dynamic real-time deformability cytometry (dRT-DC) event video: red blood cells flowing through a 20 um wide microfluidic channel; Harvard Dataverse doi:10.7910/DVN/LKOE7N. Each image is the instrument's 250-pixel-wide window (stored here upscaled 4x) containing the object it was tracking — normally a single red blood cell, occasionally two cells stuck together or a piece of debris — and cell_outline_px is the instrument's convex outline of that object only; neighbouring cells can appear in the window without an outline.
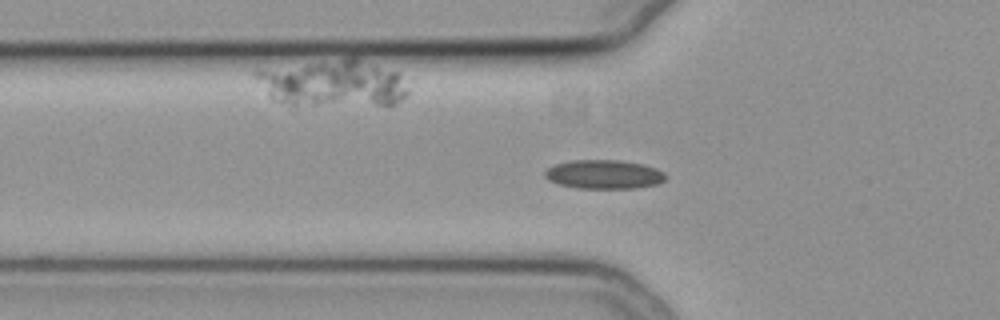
{"species": "common noctule bat (a hibernating species)", "species_latin": "Nyctalus noctula", "temperature_condition": "cold", "stored_images_in_passage": 46, "camera_frame_rate_fps": 3000, "um_per_image_px": 0.085, "animal": {"sex": "female", "body_mass_g": 19.3, "forearm_length_mm": 54.1}, "frame": {"image": 1, "passage_image": 9, "time_ms": 2.667, "image_size_px": [1000, 320], "cell_outline_px": [[668, 176], [664, 180], [656, 184], [636, 188], [576, 188], [560, 184], [548, 180], [544, 176], [544, 172], [548, 168], [556, 164], [572, 160], [620, 160], [644, 164], [656, 168], [664, 172]], "centroid_in_image_um": [51.35, 14.82], "position_along_channel_um": 74.4, "area_um2": 20.4}}
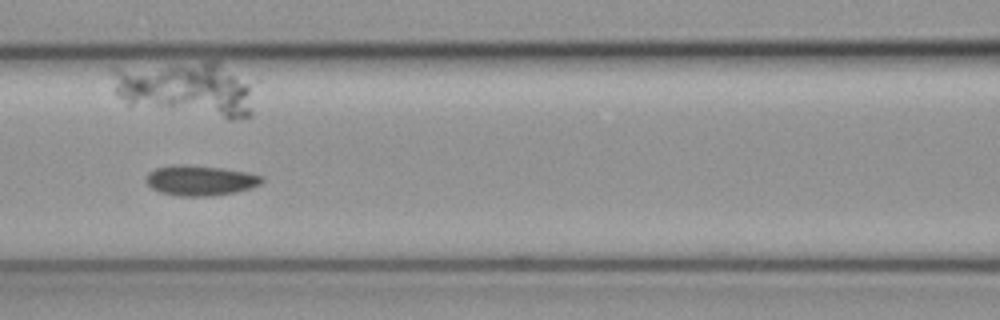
{"frame": {"image": 2, "passage_image": 15, "time_ms": 4.667, "image_size_px": [1000, 320], "cell_outline_px": [[264, 180], [260, 184], [252, 188], [236, 192], [212, 196], [180, 196], [160, 192], [152, 188], [144, 180], [148, 172], [156, 168], [176, 164], [184, 164], [220, 168], [248, 172], [264, 176]], "centroid_in_image_um": [17.03, 15.34], "position_along_channel_um": 149.6, "area_um2": 20.52}}
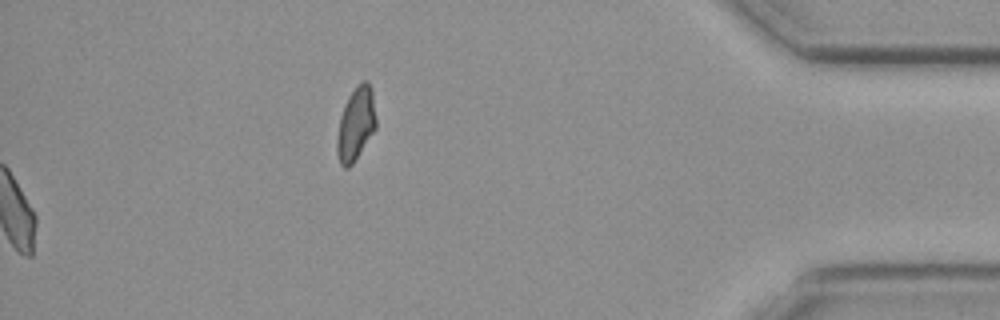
{"frame": {"image": 3, "passage_image": 46, "time_ms": 15.0, "image_size_px": [1000, 320], "cell_outline_px": [[376, 128], [352, 164], [348, 168], [344, 168], [340, 164], [336, 152], [336, 140], [340, 116], [344, 104], [348, 96], [356, 84], [364, 80], [368, 80], [372, 88], [376, 116]], "centroid_in_image_um": [30.24, 10.49], "position_along_channel_um": 405.0, "area_um2": 16.94}}